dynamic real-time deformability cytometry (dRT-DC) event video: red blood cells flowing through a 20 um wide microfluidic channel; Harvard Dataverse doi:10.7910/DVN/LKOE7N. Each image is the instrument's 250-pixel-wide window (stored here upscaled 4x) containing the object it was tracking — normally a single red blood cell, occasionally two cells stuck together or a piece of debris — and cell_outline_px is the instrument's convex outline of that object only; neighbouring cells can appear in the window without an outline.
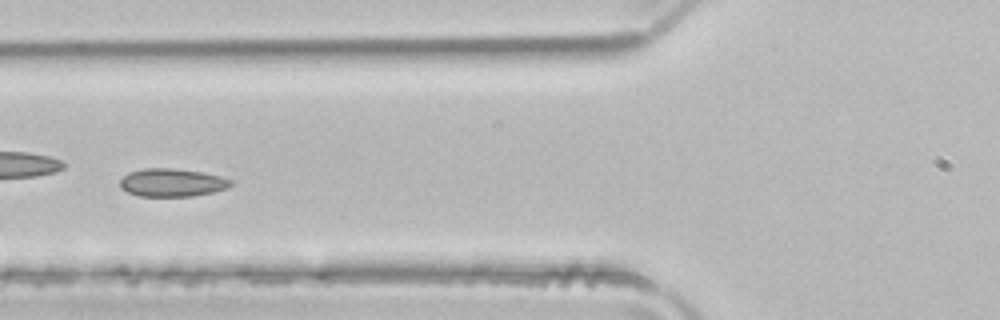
{"species": "common noctule bat (a hibernating species)", "species_latin": "Nyctalus noctula", "temperature_condition": "room temperature", "stored_images_in_passage": 5, "camera_frame_rate_fps": 3000, "um_per_image_px": 0.085, "animal": {"sex": "male", "body_mass_g": 21.5, "forearm_length_mm": 52.0}, "frame": {"image": 1, "passage_image": 5, "time_ms": 1.333, "image_size_px": [1000, 320], "cell_outline_px": [[232, 184], [228, 188], [212, 192], [192, 196], [140, 196], [128, 192], [120, 188], [120, 180], [128, 172], [144, 168], [172, 168], [204, 172], [220, 176], [232, 180]], "centroid_in_image_um": [14.62, 15.51], "position_along_channel_um": 111.2, "area_um2": 18.15}}